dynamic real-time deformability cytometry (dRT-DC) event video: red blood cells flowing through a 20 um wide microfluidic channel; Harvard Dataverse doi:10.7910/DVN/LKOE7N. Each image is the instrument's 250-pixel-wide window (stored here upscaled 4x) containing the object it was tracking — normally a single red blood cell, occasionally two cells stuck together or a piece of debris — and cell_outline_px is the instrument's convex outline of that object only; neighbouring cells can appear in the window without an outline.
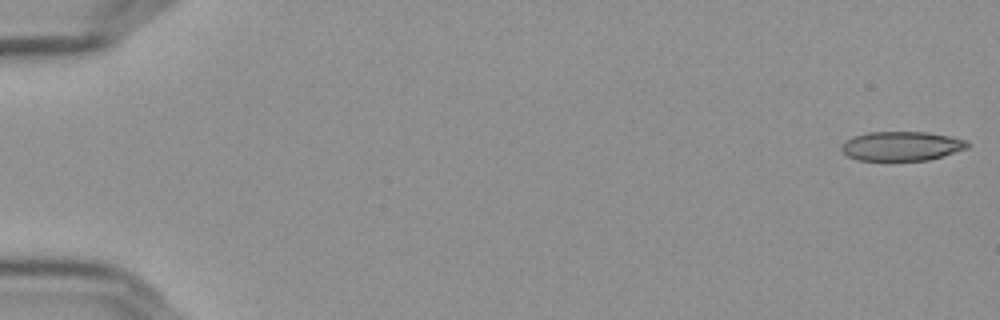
{"species": "Egyptian fruit bat (a non-hibernating species)", "species_latin": "Rousettus aegyptiacus", "temperature_condition": "cold", "stored_images_in_passage": 14, "camera_frame_rate_fps": 3000, "um_per_image_px": 0.085, "frame": {"image": 1, "passage_image": 1, "time_ms": 0.0, "image_size_px": [1000, 320], "cell_outline_px": [[968, 148], [944, 156], [928, 160], [856, 160], [848, 156], [840, 148], [852, 136], [868, 132], [928, 132], [948, 136], [964, 140], [968, 144]], "centroid_in_image_um": [76.63, 12.42], "position_along_channel_um": 8.4, "area_um2": 21.33}}